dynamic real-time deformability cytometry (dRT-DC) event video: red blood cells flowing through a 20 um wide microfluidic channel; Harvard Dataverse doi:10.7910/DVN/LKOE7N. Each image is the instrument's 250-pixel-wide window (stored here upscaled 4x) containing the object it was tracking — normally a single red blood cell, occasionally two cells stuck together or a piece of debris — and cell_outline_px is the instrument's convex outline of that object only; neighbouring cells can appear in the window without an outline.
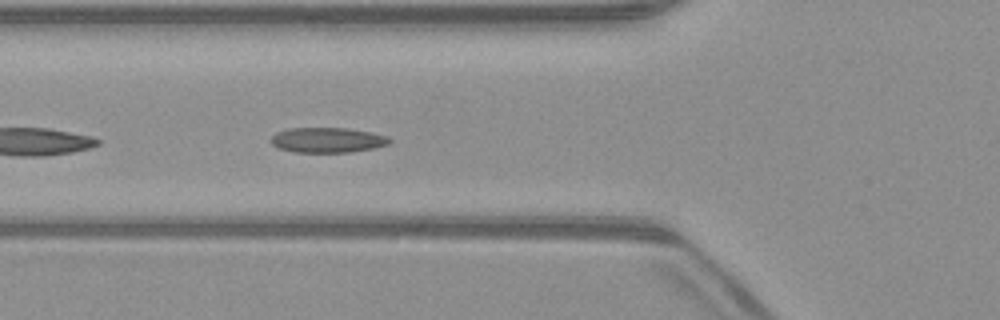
{"species": "common noctule bat (a hibernating species)", "species_latin": "Nyctalus noctula", "temperature_condition": "warm", "stored_images_in_passage": 37, "camera_frame_rate_fps": 3000, "um_per_image_px": 0.085, "animal": {"sex": "male", "body_mass_g": 23.1, "forearm_length_mm": 52.7}, "frame": {"image": 1, "passage_image": 4, "time_ms": 1.0, "image_size_px": [1000, 320], "cell_outline_px": [[392, 140], [388, 144], [372, 148], [348, 152], [292, 152], [280, 148], [272, 144], [272, 136], [276, 132], [288, 128], [348, 128], [372, 132], [388, 136]], "centroid_in_image_um": [27.84, 11.89], "position_along_channel_um": 98.0, "area_um2": 17.28}}
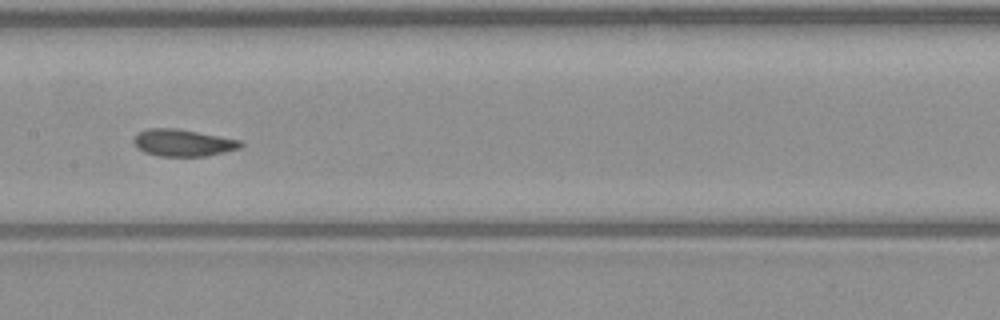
{"frame": {"image": 2, "passage_image": 11, "time_ms": 3.333, "image_size_px": [1000, 320], "cell_outline_px": [[244, 144], [240, 148], [208, 156], [160, 156], [144, 152], [136, 148], [132, 140], [140, 132], [148, 128], [176, 128], [240, 140]], "centroid_in_image_um": [15.54, 12.14], "position_along_channel_um": 191.9, "area_um2": 16.76}}
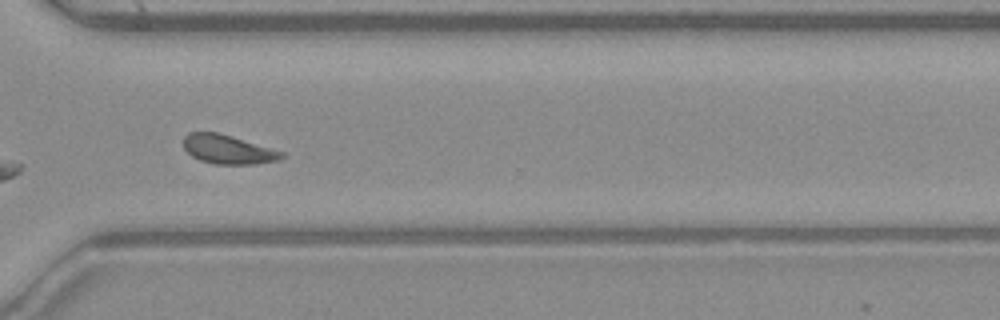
{"frame": {"image": 3, "passage_image": 23, "time_ms": 7.333, "image_size_px": [1000, 320], "cell_outline_px": [[284, 156], [280, 160], [252, 164], [216, 164], [200, 160], [192, 156], [184, 148], [184, 136], [188, 132], [216, 132], [232, 136], [284, 152]], "centroid_in_image_um": [19.37, 12.7], "position_along_channel_um": 351.2, "area_um2": 16.47}, "authors_computed_cell_mechanics": {"area_um2": 16.8776, "velocity_mm_per_s": 3.991, "shape_relaxation_time_tau1_ms": 4.5169, "shape_relaxation_time_tau2_ms": 1.6374, "deformation_change_tau1": 0.1235, "deformation_change_tau2": 0.0814}}